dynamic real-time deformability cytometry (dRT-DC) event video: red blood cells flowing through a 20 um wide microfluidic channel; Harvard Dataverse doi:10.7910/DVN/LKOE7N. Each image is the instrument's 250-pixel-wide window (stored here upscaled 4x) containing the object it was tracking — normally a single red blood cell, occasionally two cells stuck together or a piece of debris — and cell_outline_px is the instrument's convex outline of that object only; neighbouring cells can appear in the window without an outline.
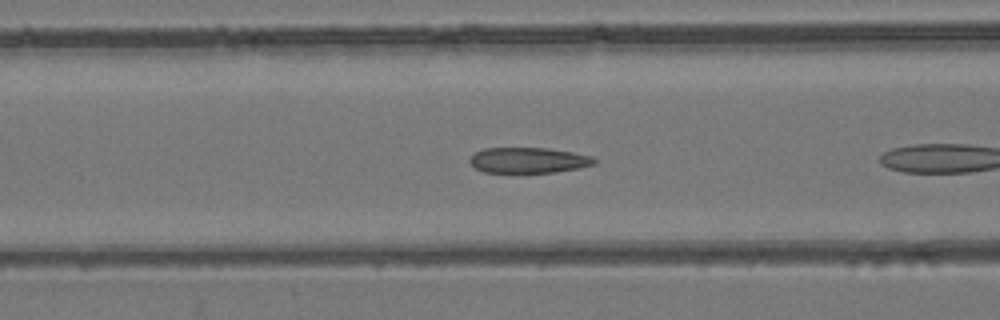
{"species": "common noctule bat (a hibernating species)", "species_latin": "Nyctalus noctula", "temperature_condition": "room temperature", "stored_images_in_passage": 7, "camera_frame_rate_fps": 3000, "um_per_image_px": 0.085, "animal": {"sex": "female", "body_mass_g": 24.6, "forearm_length_mm": 56.2}, "frame": {"image": 1, "passage_image": 5, "time_ms": 1.333, "image_size_px": [1000, 320], "cell_outline_px": [[596, 164], [580, 168], [556, 172], [484, 172], [476, 168], [468, 160], [472, 152], [484, 148], [548, 148], [572, 152], [592, 156], [596, 160]], "centroid_in_image_um": [44.91, 13.61], "position_along_channel_um": 121.7, "area_um2": 18.67}}